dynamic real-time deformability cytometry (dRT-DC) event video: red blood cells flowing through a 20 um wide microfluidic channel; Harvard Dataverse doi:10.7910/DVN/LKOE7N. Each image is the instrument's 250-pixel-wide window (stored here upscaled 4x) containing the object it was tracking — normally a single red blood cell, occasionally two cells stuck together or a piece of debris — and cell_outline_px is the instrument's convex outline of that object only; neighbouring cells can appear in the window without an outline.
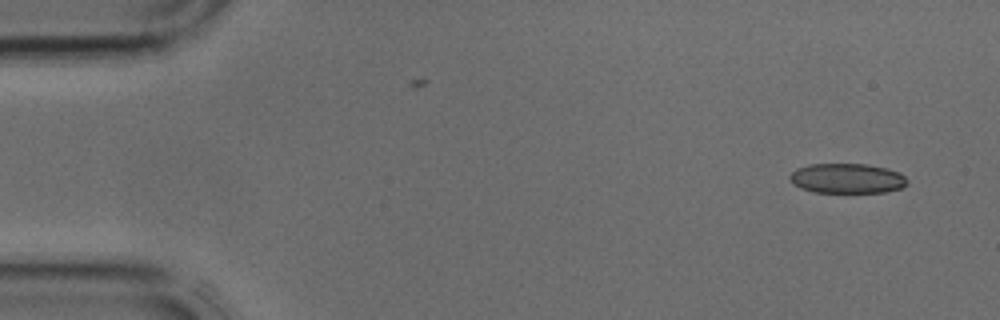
{"species": "common noctule bat (a hibernating species)", "species_latin": "Nyctalus noctula", "temperature_condition": "cold", "stored_images_in_passage": 2, "camera_frame_rate_fps": 3000, "um_per_image_px": 0.085, "animal": {"sex": "male", "body_mass_g": 17.9, "forearm_length_mm": 54.2}, "frame": {"image": 1, "passage_image": 2, "time_ms": 0.333, "image_size_px": [1000, 320], "cell_outline_px": [[908, 184], [900, 188], [884, 192], [812, 192], [800, 188], [792, 184], [788, 176], [796, 168], [808, 164], [868, 164], [888, 168], [900, 172], [908, 180]], "centroid_in_image_um": [71.99, 15.15], "position_along_channel_um": 13.0, "area_um2": 20.69}}